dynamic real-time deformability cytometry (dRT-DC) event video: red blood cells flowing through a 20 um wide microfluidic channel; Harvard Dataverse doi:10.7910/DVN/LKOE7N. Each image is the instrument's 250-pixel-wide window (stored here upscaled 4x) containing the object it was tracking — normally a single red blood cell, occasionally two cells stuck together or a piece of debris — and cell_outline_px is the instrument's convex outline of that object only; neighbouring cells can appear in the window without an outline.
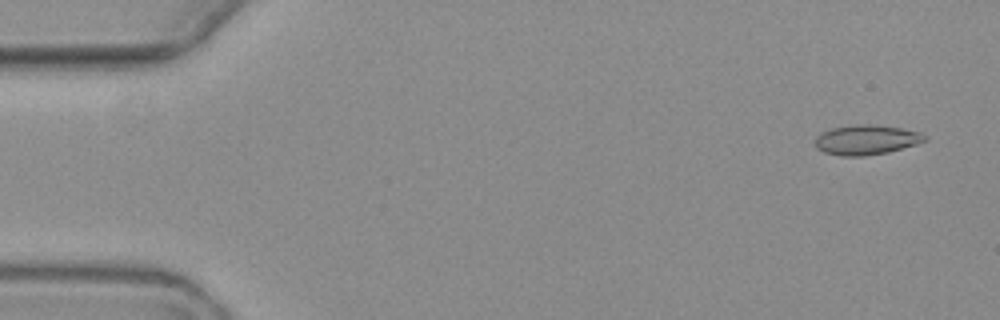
{"species": "common noctule bat (a hibernating species)", "species_latin": "Nyctalus noctula", "temperature_condition": "warm", "stored_images_in_passage": 5, "camera_frame_rate_fps": 3000, "um_per_image_px": 0.085, "animal": {"sex": "female", "body_mass_g": 19.3, "forearm_length_mm": 54.1}, "frame": {"image": 1, "passage_image": 1, "time_ms": 0.0, "image_size_px": [1000, 320], "cell_outline_px": [[928, 140], [916, 144], [888, 152], [864, 156], [840, 156], [824, 152], [816, 148], [816, 136], [820, 132], [832, 128], [856, 124], [872, 124], [900, 128], [920, 132], [928, 136]], "centroid_in_image_um": [73.64, 11.88], "position_along_channel_um": 11.4, "area_um2": 19.13}}
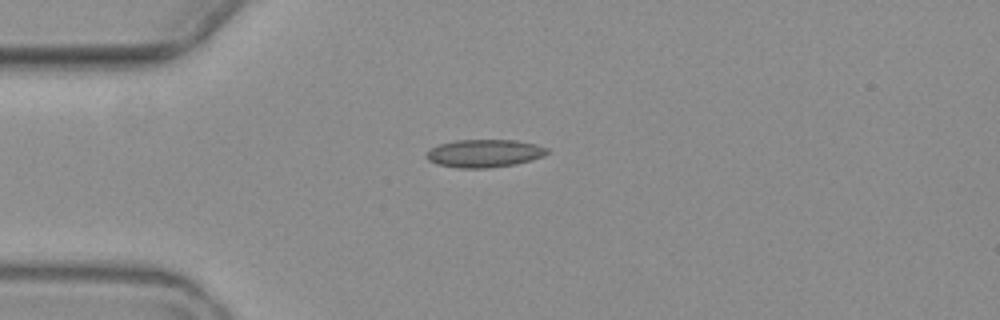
{"frame": {"image": 2, "passage_image": 4, "time_ms": 4.0, "image_size_px": [1000, 320], "cell_outline_px": [[548, 152], [544, 156], [516, 164], [488, 168], [460, 168], [436, 164], [428, 160], [424, 156], [432, 148], [440, 144], [456, 140], [516, 140], [536, 144], [548, 148]], "centroid_in_image_um": [41.17, 13.03], "position_along_channel_um": 43.8, "area_um2": 19.59}}